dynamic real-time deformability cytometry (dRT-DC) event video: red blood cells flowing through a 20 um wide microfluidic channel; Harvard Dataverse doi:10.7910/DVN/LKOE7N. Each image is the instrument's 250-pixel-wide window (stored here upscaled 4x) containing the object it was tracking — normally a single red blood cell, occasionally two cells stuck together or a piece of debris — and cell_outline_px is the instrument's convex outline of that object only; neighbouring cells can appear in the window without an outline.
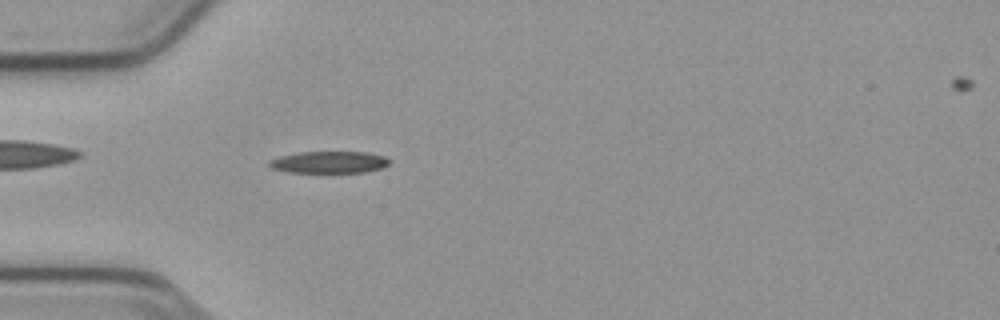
{"species": "common noctule bat (a hibernating species)", "species_latin": "Nyctalus noctula", "temperature_condition": "cold", "stored_images_in_passage": 41, "camera_frame_rate_fps": 3000, "um_per_image_px": 0.085, "animal": {"sex": "male", "body_mass_g": 23.1, "forearm_length_mm": 52.7}, "frame": {"image": 1, "passage_image": 3, "time_ms": 0.667, "image_size_px": [1000, 320], "cell_outline_px": [[392, 160], [384, 168], [364, 172], [288, 172], [272, 168], [268, 164], [268, 160], [280, 156], [300, 152], [368, 152], [384, 156]], "centroid_in_image_um": [28.01, 13.78], "position_along_channel_um": 57.0, "area_um2": 15.37}}
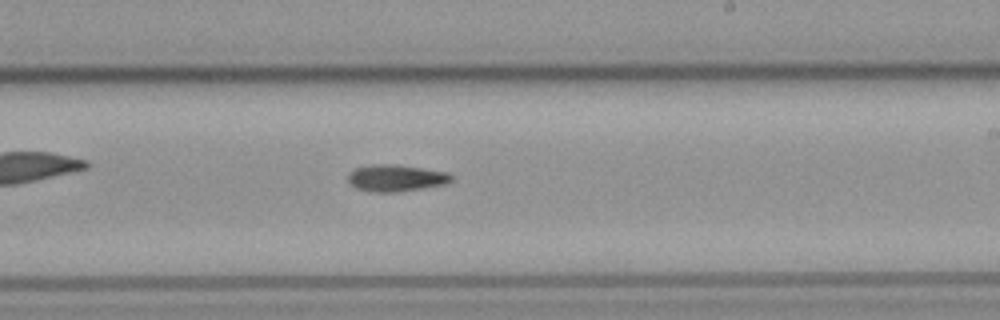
{"frame": {"image": 2, "passage_image": 19, "time_ms": 6.0, "image_size_px": [1000, 320], "cell_outline_px": [[452, 180], [448, 184], [396, 192], [372, 192], [356, 188], [348, 180], [348, 172], [356, 168], [372, 164], [392, 164], [448, 172], [452, 176]], "centroid_in_image_um": [33.65, 15.13], "position_along_channel_um": 255.3, "area_um2": 16.07}}
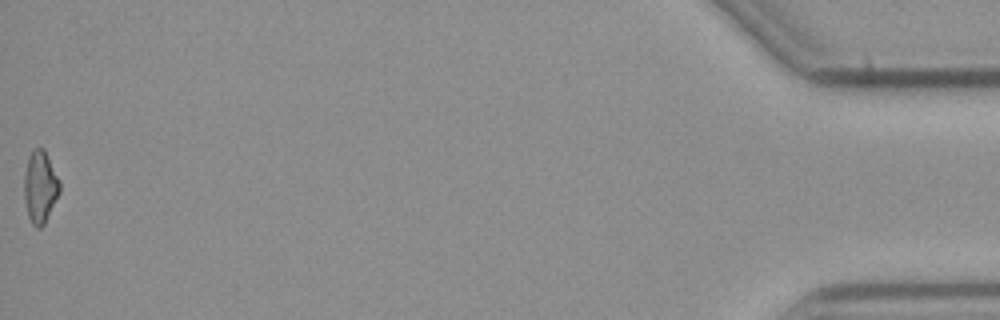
{"frame": {"image": 3, "passage_image": 41, "time_ms": 13.333, "image_size_px": [1000, 320], "cell_outline_px": [[60, 192], [44, 224], [40, 228], [36, 228], [32, 224], [28, 216], [24, 196], [24, 176], [28, 156], [36, 148], [44, 148], [60, 180]], "centroid_in_image_um": [3.42, 15.89], "position_along_channel_um": 431.8, "area_um2": 14.91}}